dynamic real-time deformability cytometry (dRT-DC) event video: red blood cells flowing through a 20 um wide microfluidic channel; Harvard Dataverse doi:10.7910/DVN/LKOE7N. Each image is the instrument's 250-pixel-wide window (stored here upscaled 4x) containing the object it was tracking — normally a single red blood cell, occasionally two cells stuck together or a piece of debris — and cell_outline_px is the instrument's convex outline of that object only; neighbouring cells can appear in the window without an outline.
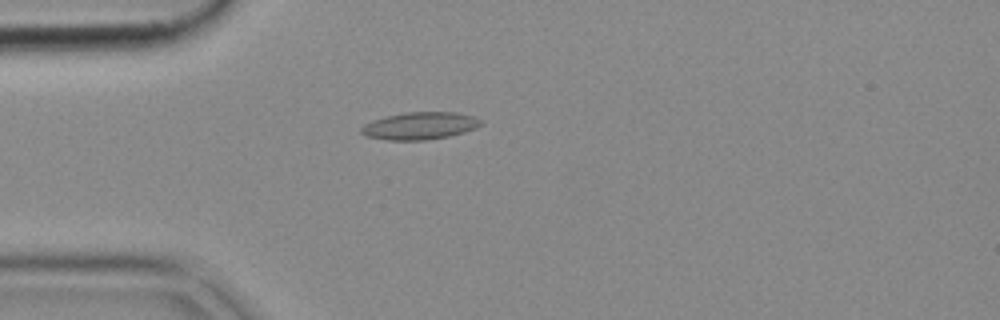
{"species": "common noctule bat (a hibernating species)", "species_latin": "Nyctalus noctula", "temperature_condition": "cold", "stored_images_in_passage": 52, "camera_frame_rate_fps": 3000, "um_per_image_px": 0.085, "animal": {"sex": "female", "body_mass_g": 18.4}, "frame": {"image": 1, "passage_image": 14, "time_ms": 4.333, "image_size_px": [1000, 320], "cell_outline_px": [[484, 124], [476, 128], [464, 132], [448, 136], [424, 140], [388, 140], [364, 136], [360, 132], [360, 128], [364, 124], [372, 120], [384, 116], [404, 112], [456, 112], [472, 116], [480, 120]], "centroid_in_image_um": [35.65, 10.69], "position_along_channel_um": 49.4, "area_um2": 19.19}}
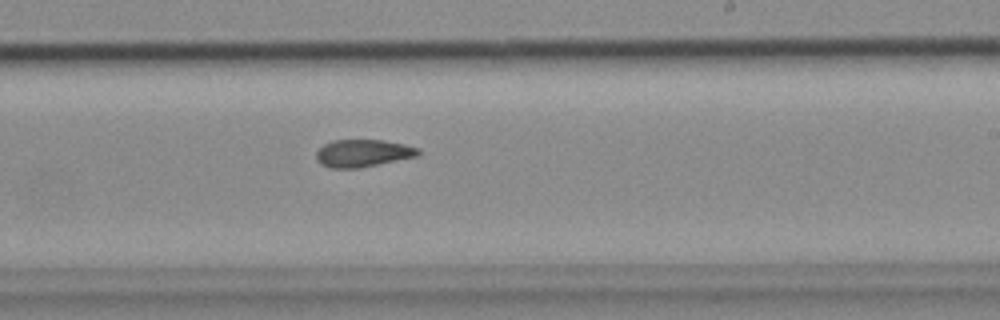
{"frame": {"image": 2, "passage_image": 31, "time_ms": 10.0, "image_size_px": [1000, 320], "cell_outline_px": [[420, 156], [360, 168], [332, 168], [320, 164], [316, 160], [316, 152], [324, 144], [332, 140], [384, 140], [404, 144], [420, 148]], "centroid_in_image_um": [30.87, 13.02], "position_along_channel_um": 258.1, "area_um2": 16.53}}
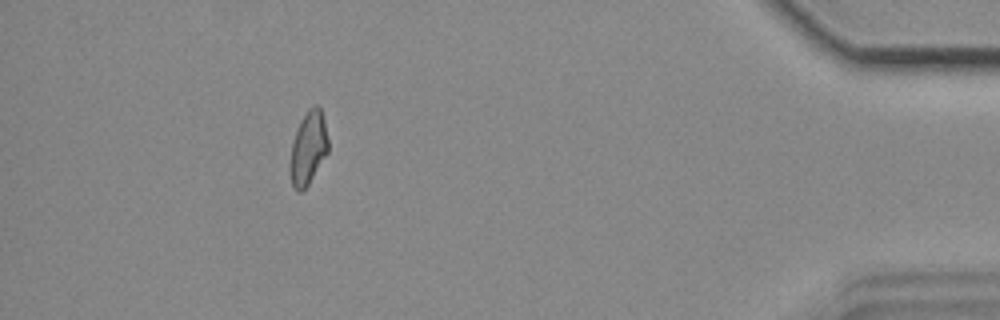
{"frame": {"image": 3, "passage_image": 47, "time_ms": 15.333, "image_size_px": [1000, 320], "cell_outline_px": [[328, 152], [308, 184], [300, 192], [292, 188], [288, 164], [292, 144], [300, 120], [308, 108], [316, 104], [320, 108], [324, 120], [328, 140]], "centroid_in_image_um": [26.17, 12.59], "position_along_channel_um": 409.0, "area_um2": 16.3}}